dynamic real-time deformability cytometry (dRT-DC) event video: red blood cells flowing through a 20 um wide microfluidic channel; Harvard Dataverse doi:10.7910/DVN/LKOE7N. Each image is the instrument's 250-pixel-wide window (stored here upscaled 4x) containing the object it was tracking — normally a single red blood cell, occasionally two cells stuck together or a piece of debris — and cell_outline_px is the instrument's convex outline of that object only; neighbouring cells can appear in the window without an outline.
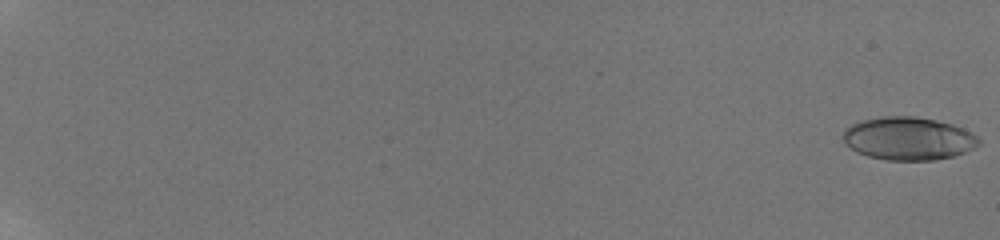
{"species": "human", "species_latin": "Homo sapiens", "temperature_condition": "room temperature", "stored_images_in_passage": 59, "camera_frame_rate_fps": 3000, "um_per_image_px": 0.085, "donor": {"sex": "male"}, "frame": {"image": 1, "passage_image": 1, "time_ms": 0.0, "image_size_px": [1000, 240], "cell_outline_px": [[980, 144], [956, 156], [936, 160], [888, 160], [868, 156], [856, 152], [844, 144], [844, 128], [852, 124], [864, 120], [884, 116], [916, 116], [936, 120], [952, 124], [964, 128], [972, 132], [980, 140]], "centroid_in_image_um": [77.22, 11.78], "position_along_channel_um": 7.8, "area_um2": 34.16}}
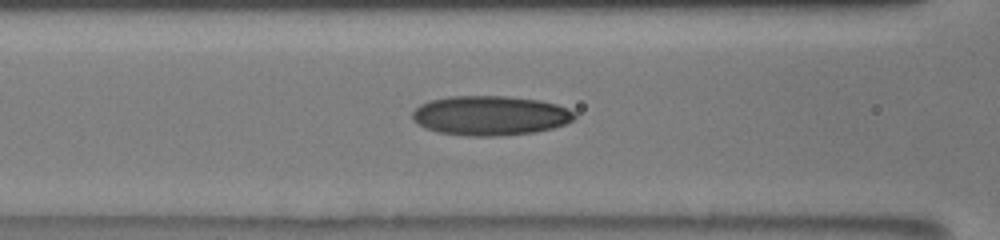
{"frame": {"image": 2, "passage_image": 30, "time_ms": 9.667, "image_size_px": [1000, 240], "cell_outline_px": [[576, 116], [572, 120], [564, 124], [552, 128], [536, 132], [496, 136], [468, 136], [436, 132], [424, 128], [412, 120], [412, 112], [420, 104], [432, 100], [448, 96], [504, 96], [540, 100], [556, 104], [568, 108], [576, 112]], "centroid_in_image_um": [41.65, 9.82], "position_along_channel_um": 124.9, "area_um2": 37.57}}
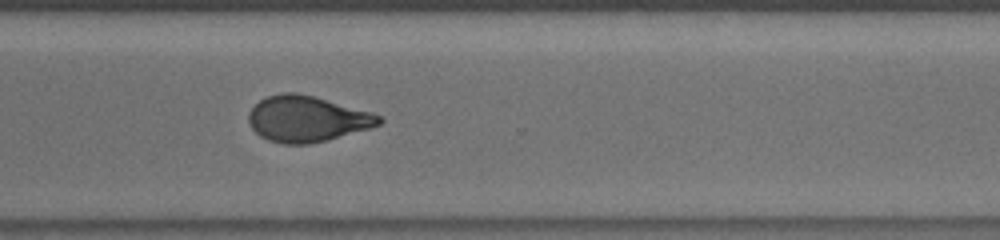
{"frame": {"image": 3, "passage_image": 47, "time_ms": 15.333, "image_size_px": [1000, 240], "cell_outline_px": [[384, 120], [380, 124], [372, 128], [308, 144], [284, 144], [268, 140], [260, 136], [252, 128], [248, 120], [248, 112], [260, 100], [268, 96], [284, 92], [296, 92], [312, 96], [372, 112], [380, 116]], "centroid_in_image_um": [26.09, 10.1], "position_along_channel_um": 344.5, "area_um2": 34.62}, "authors_computed_cell_mechanics": {"area_um2": 34.4488, "velocity_mm_per_s": 3.8817, "shape_relaxation_time_tau1_ms": 9.206, "shape_relaxation_time_tau2_ms": 1.55, "deformation_change_tau1": 0.2443, "deformation_change_tau2": 0.0836}}